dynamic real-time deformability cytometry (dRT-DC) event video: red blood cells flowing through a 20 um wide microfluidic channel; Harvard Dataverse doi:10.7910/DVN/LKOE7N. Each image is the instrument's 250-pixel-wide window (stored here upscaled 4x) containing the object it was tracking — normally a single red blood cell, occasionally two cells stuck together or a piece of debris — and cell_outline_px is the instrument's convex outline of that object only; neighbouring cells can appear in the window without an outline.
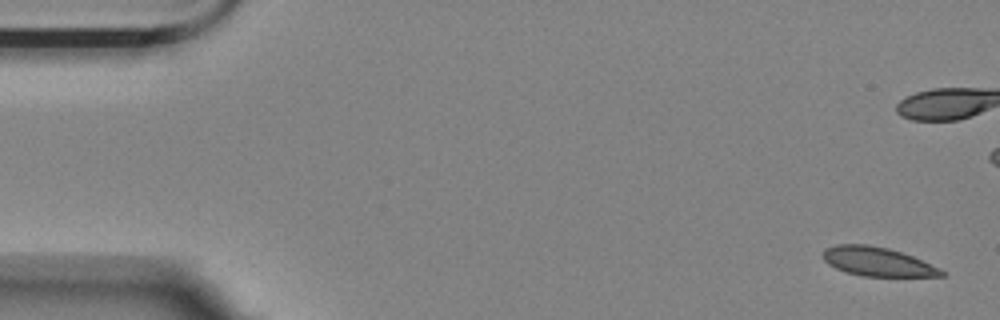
{"species": "Egyptian fruit bat (a non-hibernating species)", "species_latin": "Rousettus aegyptiacus", "temperature_condition": "room temperature", "stored_images_in_passage": 2, "camera_frame_rate_fps": 3000, "um_per_image_px": 0.085, "animal": {"sex": "female"}, "frame": {"image": 1, "passage_image": 1, "time_ms": 0.0, "image_size_px": [1000, 320], "cell_outline_px": [[948, 276], [864, 276], [848, 272], [836, 268], [828, 264], [824, 260], [824, 248], [836, 244], [868, 244], [888, 248], [912, 256], [940, 268]], "centroid_in_image_um": [74.58, 22.23], "position_along_channel_um": 10.4, "area_um2": 19.83}}